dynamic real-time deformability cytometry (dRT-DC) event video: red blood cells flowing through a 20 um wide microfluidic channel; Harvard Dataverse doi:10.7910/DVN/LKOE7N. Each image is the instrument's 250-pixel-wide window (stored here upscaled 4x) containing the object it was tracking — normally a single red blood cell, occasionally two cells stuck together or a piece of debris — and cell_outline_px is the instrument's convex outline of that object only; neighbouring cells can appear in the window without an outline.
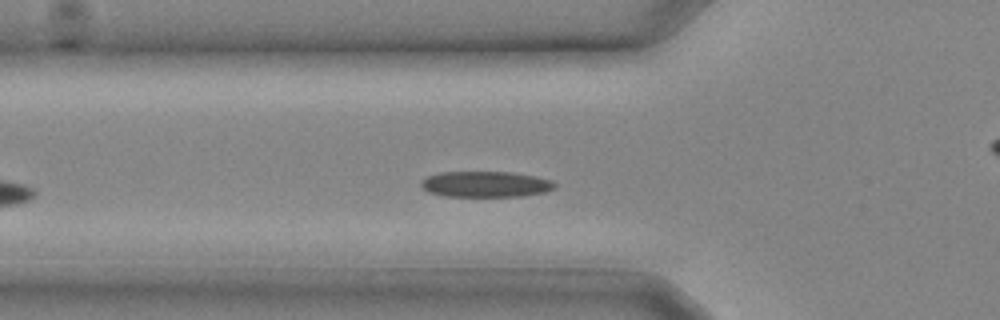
{"species": "common noctule bat (a hibernating species)", "species_latin": "Nyctalus noctula", "temperature_condition": "cold", "stored_images_in_passage": 17, "camera_frame_rate_fps": 3000, "um_per_image_px": 0.085, "animal": {"sex": "male", "body_mass_g": 20.4}, "frame": {"image": 1, "passage_image": 5, "time_ms": 1.333, "image_size_px": [1000, 320], "cell_outline_px": [[556, 188], [544, 192], [520, 196], [444, 196], [428, 192], [420, 184], [420, 180], [424, 176], [440, 172], [512, 172], [536, 176], [552, 180], [556, 184]], "centroid_in_image_um": [41.25, 15.65], "position_along_channel_um": 84.5, "area_um2": 20.29}}
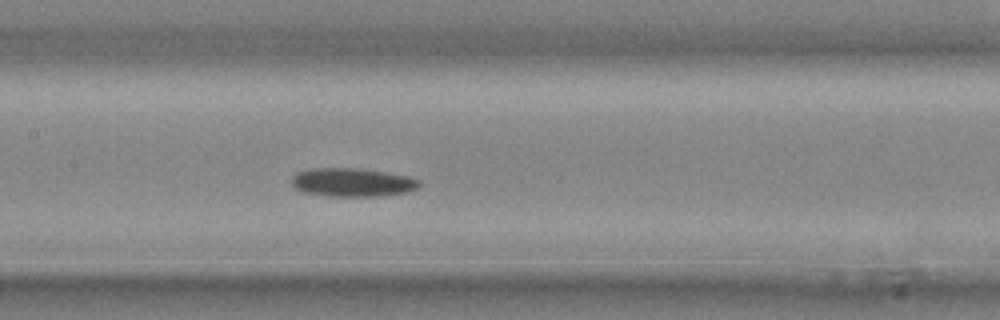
{"frame": {"image": 2, "passage_image": 9, "time_ms": 2.667, "image_size_px": [1000, 320], "cell_outline_px": [[420, 184], [416, 188], [404, 192], [380, 196], [328, 196], [304, 192], [296, 188], [292, 184], [292, 176], [296, 172], [312, 168], [360, 168], [388, 172], [408, 176], [420, 180]], "centroid_in_image_um": [29.93, 15.48], "position_along_channel_um": 177.5, "area_um2": 21.21}}
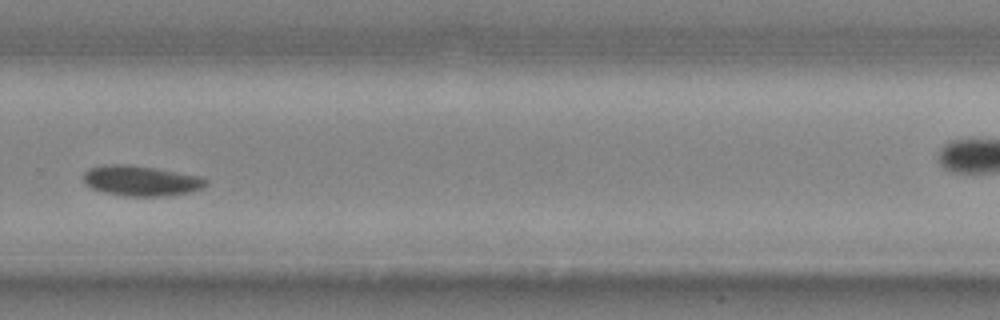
{"frame": {"image": 3, "passage_image": 15, "time_ms": 4.667, "image_size_px": [1000, 320], "cell_outline_px": [[208, 184], [204, 188], [188, 192], [164, 196], [128, 196], [104, 192], [92, 188], [84, 180], [84, 172], [88, 168], [104, 164], [128, 164], [156, 168], [200, 176], [208, 180]], "centroid_in_image_um": [12.01, 15.35], "position_along_channel_um": 317.8, "area_um2": 21.62}}